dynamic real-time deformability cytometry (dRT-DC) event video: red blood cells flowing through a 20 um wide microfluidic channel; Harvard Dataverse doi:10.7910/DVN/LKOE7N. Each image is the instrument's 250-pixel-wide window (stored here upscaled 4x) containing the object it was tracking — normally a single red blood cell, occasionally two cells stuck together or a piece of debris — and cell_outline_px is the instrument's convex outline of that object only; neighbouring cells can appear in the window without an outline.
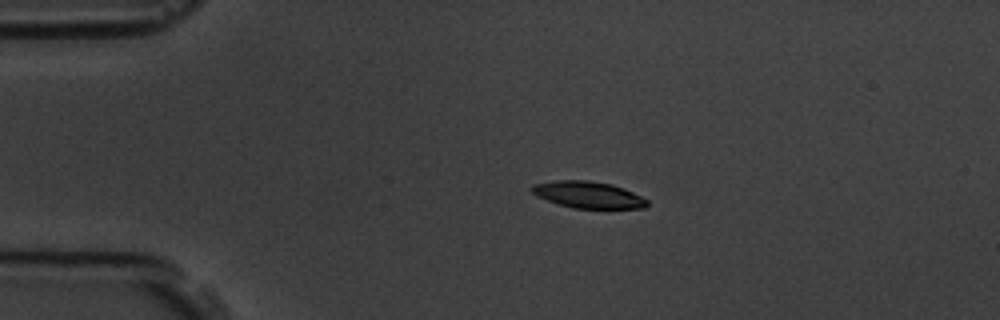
{"species": "common noctule bat (a hibernating species)", "species_latin": "Nyctalus noctula", "temperature_condition": "room temperature", "stored_images_in_passage": 3, "camera_frame_rate_fps": 3000, "um_per_image_px": 0.085, "animal": {"sex": "male", "body_mass_g": 19.5, "forearm_length_mm": 54.6}, "frame": {"image": 1, "passage_image": 2, "time_ms": 2.0, "image_size_px": [1000, 320], "cell_outline_px": [[648, 204], [644, 208], [572, 208], [536, 196], [528, 188], [532, 184], [556, 180], [588, 180], [612, 184], [624, 188], [648, 200]], "centroid_in_image_um": [49.96, 16.54], "position_along_channel_um": 35.0, "area_um2": 17.92}}